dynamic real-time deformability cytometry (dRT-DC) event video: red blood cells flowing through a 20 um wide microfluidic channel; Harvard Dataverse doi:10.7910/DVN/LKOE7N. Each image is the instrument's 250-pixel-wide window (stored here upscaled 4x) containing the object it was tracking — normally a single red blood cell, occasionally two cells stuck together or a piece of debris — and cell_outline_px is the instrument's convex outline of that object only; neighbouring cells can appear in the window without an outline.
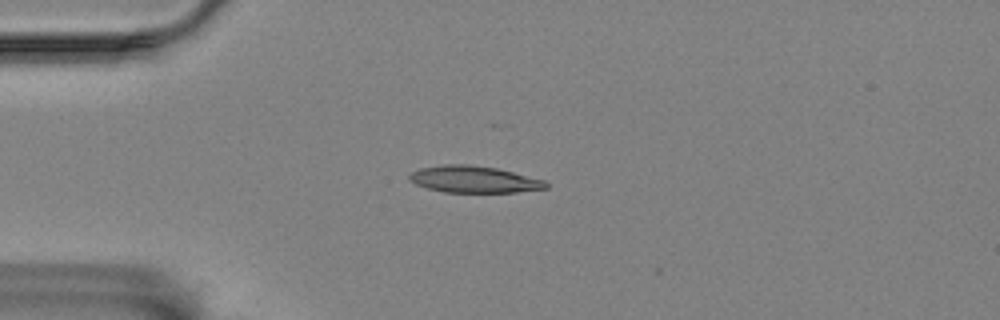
{"species": "Egyptian fruit bat (a non-hibernating species)", "species_latin": "Rousettus aegyptiacus", "temperature_condition": "room temperature", "stored_images_in_passage": 30, "camera_frame_rate_fps": 3000, "um_per_image_px": 0.085, "animal": {"sex": "female"}, "frame": {"image": 1, "passage_image": 1, "time_ms": 0.0, "image_size_px": [1000, 320], "cell_outline_px": [[548, 188], [516, 192], [444, 192], [428, 188], [416, 184], [408, 180], [408, 176], [412, 172], [420, 168], [444, 164], [468, 164], [496, 168], [544, 180], [548, 184]], "centroid_in_image_um": [40.26, 15.24], "position_along_channel_um": 44.7, "area_um2": 21.15}}
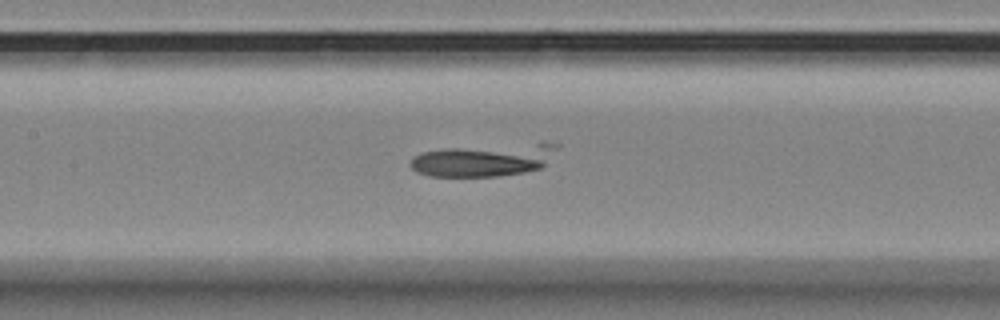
{"frame": {"image": 2, "passage_image": 13, "time_ms": 4.0, "image_size_px": [1000, 320], "cell_outline_px": [[560, 144], [544, 164], [540, 168], [524, 172], [500, 176], [428, 176], [416, 172], [408, 164], [416, 156], [424, 152], [448, 148], [540, 144]], "centroid_in_image_um": [41.04, 13.63], "position_along_channel_um": 166.4, "area_um2": 26.76}}
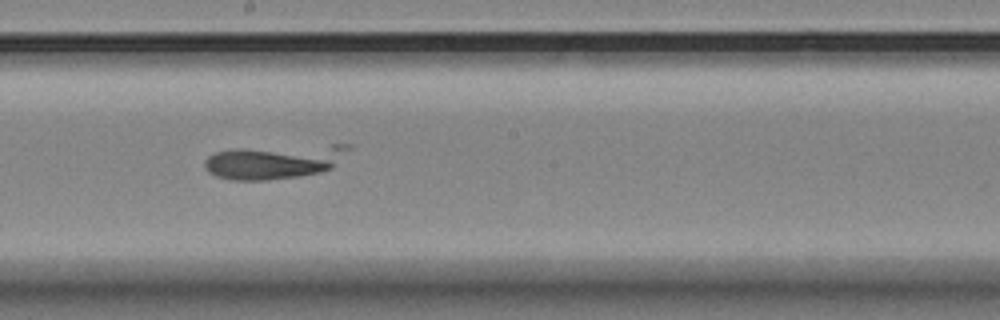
{"frame": {"image": 3, "passage_image": 18, "time_ms": 5.667, "image_size_px": [1000, 320], "cell_outline_px": [[352, 148], [332, 168], [320, 172], [300, 176], [268, 180], [232, 180], [216, 176], [208, 172], [204, 168], [204, 160], [208, 156], [216, 152], [236, 148], [332, 144], [352, 144]], "centroid_in_image_um": [23.34, 13.72], "position_along_channel_um": 224.9, "area_um2": 29.02}}